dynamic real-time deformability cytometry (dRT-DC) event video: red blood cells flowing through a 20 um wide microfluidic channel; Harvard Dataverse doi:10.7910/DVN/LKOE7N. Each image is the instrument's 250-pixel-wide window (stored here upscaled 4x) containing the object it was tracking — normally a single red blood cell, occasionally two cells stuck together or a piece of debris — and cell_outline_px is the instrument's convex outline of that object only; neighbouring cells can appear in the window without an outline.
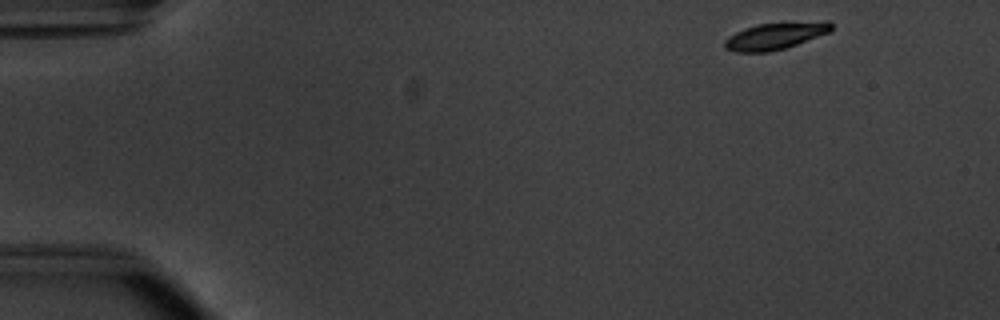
{"species": "common noctule bat (a hibernating species)", "species_latin": "Nyctalus noctula", "temperature_condition": "warm", "stored_images_in_passage": 49, "camera_frame_rate_fps": 3000, "um_per_image_px": 0.085, "animal": {"sex": "male", "body_mass_g": 20.1, "forearm_length_mm": 53.5}, "frame": {"image": 1, "passage_image": 1, "time_ms": 0.0, "image_size_px": [1000, 320], "cell_outline_px": [[832, 28], [828, 32], [796, 44], [784, 48], [768, 52], [736, 52], [724, 48], [724, 40], [728, 36], [744, 28], [756, 24], [824, 20], [828, 20], [832, 24]], "centroid_in_image_um": [65.87, 3.04], "position_along_channel_um": 19.1, "area_um2": 16.7}}
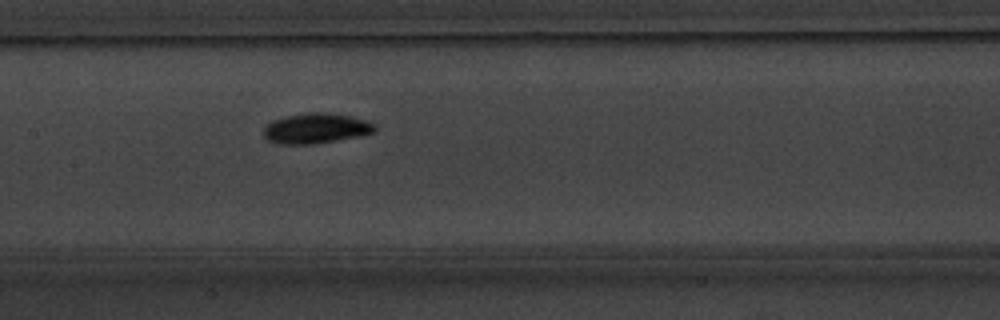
{"frame": {"image": 2, "passage_image": 22, "time_ms": 7.0, "image_size_px": [1000, 320], "cell_outline_px": [[376, 132], [316, 144], [276, 144], [268, 140], [264, 136], [264, 128], [272, 120], [288, 116], [308, 112], [320, 112], [352, 116], [376, 124]], "centroid_in_image_um": [26.85, 10.91], "position_along_channel_um": 180.5, "area_um2": 19.48}}
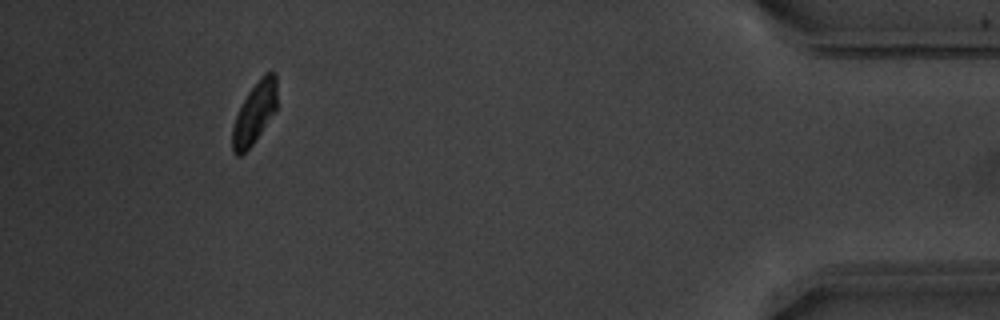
{"frame": {"image": 3, "passage_image": 45, "time_ms": 14.667, "image_size_px": [1000, 320], "cell_outline_px": [[276, 112], [256, 140], [240, 156], [236, 156], [232, 152], [232, 128], [236, 116], [248, 92], [260, 76], [264, 72], [272, 68], [276, 72]], "centroid_in_image_um": [21.66, 9.57], "position_along_channel_um": 413.5, "area_um2": 16.24}, "authors_computed_cell_mechanics": {"area_um2": 17.9758, "velocity_mm_per_s": 3.7892, "shape_relaxation_time_tau1_ms": 2.5539, "shape_relaxation_time_tau2_ms": null, "deformation_change_tau1": 0.1558, "deformation_change_tau2": null}}